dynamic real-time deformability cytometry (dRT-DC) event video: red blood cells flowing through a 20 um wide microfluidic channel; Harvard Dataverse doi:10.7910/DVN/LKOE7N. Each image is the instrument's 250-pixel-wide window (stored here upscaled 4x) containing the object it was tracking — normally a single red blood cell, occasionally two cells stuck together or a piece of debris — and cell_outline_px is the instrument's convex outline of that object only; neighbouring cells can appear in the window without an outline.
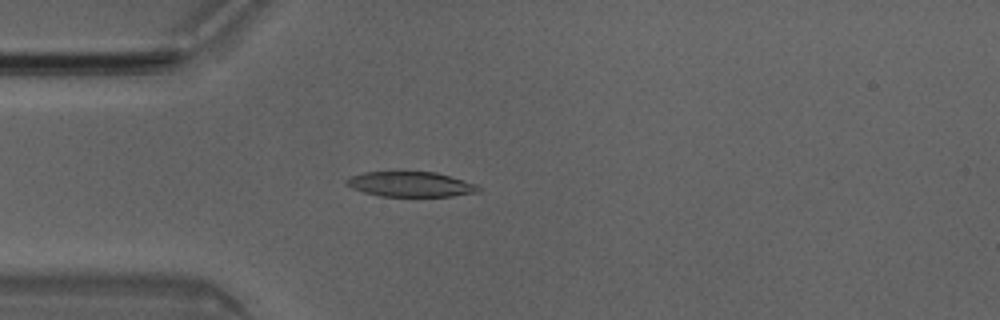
{"species": "Egyptian fruit bat (a non-hibernating species)", "species_latin": "Rousettus aegyptiacus", "temperature_condition": "room temperature", "stored_images_in_passage": 3, "camera_frame_rate_fps": 3000, "um_per_image_px": 0.085, "animal": {"sex": "male"}, "frame": {"image": 1, "passage_image": 3, "time_ms": 0.667, "image_size_px": [1000, 320], "cell_outline_px": [[480, 192], [452, 196], [380, 196], [364, 192], [352, 188], [344, 184], [344, 180], [352, 176], [364, 172], [436, 172], [476, 184], [480, 188]], "centroid_in_image_um": [34.88, 15.66], "position_along_channel_um": 50.1, "area_um2": 19.19}}